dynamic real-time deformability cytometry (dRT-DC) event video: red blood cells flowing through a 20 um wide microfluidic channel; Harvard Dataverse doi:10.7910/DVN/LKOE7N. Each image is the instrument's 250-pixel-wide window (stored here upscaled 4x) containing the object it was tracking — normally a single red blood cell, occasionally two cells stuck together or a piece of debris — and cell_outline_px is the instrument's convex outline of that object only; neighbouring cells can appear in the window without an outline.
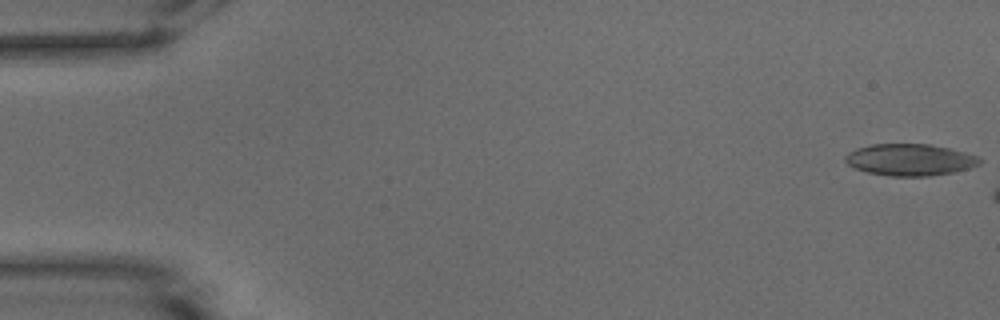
{"species": "common noctule bat (a hibernating species)", "species_latin": "Nyctalus noctula", "temperature_condition": "warm", "stored_images_in_passage": 7, "camera_frame_rate_fps": 3000, "um_per_image_px": 0.085, "animal": {"sex": "male", "body_mass_g": 15.6}, "frame": {"image": 1, "passage_image": 1, "time_ms": 0.0, "image_size_px": [1000, 320], "cell_outline_px": [[984, 160], [980, 164], [968, 168], [952, 172], [928, 176], [888, 176], [868, 172], [856, 168], [848, 164], [844, 160], [844, 156], [848, 152], [856, 148], [872, 144], [928, 144], [948, 148], [964, 152], [976, 156]], "centroid_in_image_um": [77.32, 13.58], "position_along_channel_um": 7.7, "area_um2": 24.74}}